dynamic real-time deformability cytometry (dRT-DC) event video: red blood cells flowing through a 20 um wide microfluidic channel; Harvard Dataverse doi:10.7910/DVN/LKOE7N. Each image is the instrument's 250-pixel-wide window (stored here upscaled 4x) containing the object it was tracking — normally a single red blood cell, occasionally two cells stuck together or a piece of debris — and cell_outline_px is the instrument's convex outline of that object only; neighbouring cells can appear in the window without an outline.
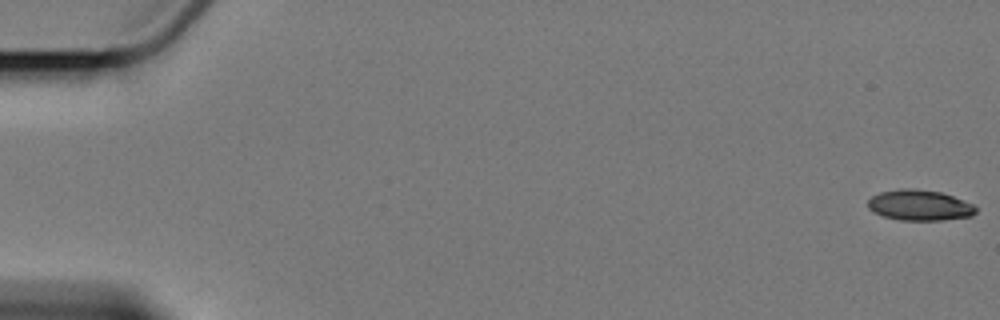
{"species": "Egyptian fruit bat (a non-hibernating species)", "species_latin": "Rousettus aegyptiacus", "temperature_condition": "cold", "stored_images_in_passage": 8, "camera_frame_rate_fps": 3000, "um_per_image_px": 0.085, "animal": {"sex": "female"}, "frame": {"image": 1, "passage_image": 1, "time_ms": 0.0, "image_size_px": [1000, 320], "cell_outline_px": [[976, 212], [972, 216], [944, 220], [900, 220], [884, 216], [872, 212], [868, 208], [868, 200], [872, 196], [880, 192], [900, 188], [916, 188], [940, 192], [964, 200], [972, 204], [976, 208]], "centroid_in_image_um": [78.15, 17.44], "position_along_channel_um": 6.9, "area_um2": 19.36}}